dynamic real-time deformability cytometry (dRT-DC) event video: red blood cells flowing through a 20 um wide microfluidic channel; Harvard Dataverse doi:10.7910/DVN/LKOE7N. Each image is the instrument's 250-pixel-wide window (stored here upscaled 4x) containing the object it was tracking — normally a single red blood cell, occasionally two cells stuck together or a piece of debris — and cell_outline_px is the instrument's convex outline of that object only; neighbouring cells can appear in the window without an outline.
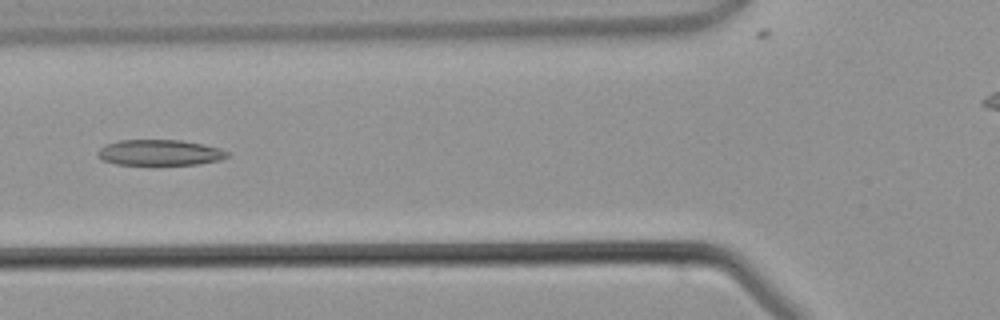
{"species": "common noctule bat (a hibernating species)", "species_latin": "Nyctalus noctula", "temperature_condition": "warm", "stored_images_in_passage": 3, "camera_frame_rate_fps": 3000, "um_per_image_px": 0.085, "animal": {"sex": "male", "body_mass_g": 21.5, "forearm_length_mm": 52.0}, "frame": {"image": 1, "passage_image": 3, "time_ms": 3.0, "image_size_px": [1000, 320], "cell_outline_px": [[228, 156], [220, 160], [200, 164], [116, 164], [100, 160], [96, 156], [96, 152], [100, 148], [108, 144], [120, 140], [180, 140], [220, 148], [228, 152]], "centroid_in_image_um": [13.54, 12.97], "position_along_channel_um": 112.3, "area_um2": 19.31}}